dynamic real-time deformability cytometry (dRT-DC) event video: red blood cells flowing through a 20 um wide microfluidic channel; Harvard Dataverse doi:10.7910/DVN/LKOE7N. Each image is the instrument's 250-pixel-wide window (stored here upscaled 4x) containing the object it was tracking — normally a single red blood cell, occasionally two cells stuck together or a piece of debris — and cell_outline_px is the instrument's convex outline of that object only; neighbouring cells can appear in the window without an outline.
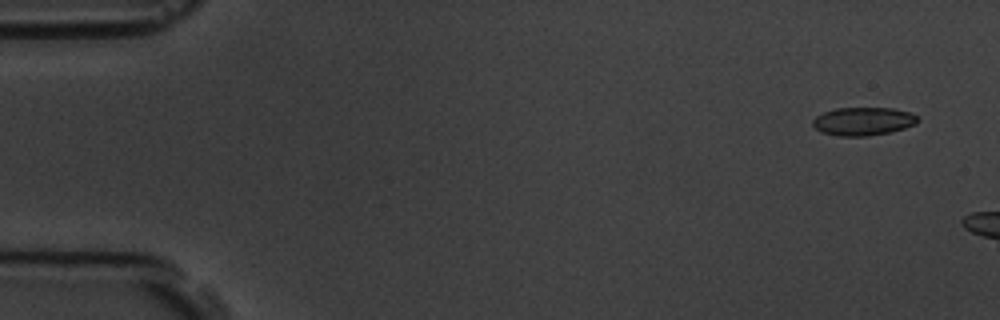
{"species": "common noctule bat (a hibernating species)", "species_latin": "Nyctalus noctula", "temperature_condition": "room temperature", "stored_images_in_passage": 3, "camera_frame_rate_fps": 3000, "um_per_image_px": 0.085, "animal": {"sex": "male", "body_mass_g": 19.5, "forearm_length_mm": 54.6}, "frame": {"image": 1, "passage_image": 1, "time_ms": 0.0, "image_size_px": [1000, 320], "cell_outline_px": [[920, 120], [916, 124], [904, 128], [888, 132], [868, 136], [840, 136], [820, 132], [812, 124], [812, 120], [816, 116], [824, 112], [836, 108], [892, 108], [912, 112]], "centroid_in_image_um": [73.38, 10.3], "position_along_channel_um": 11.6, "area_um2": 17.28}}